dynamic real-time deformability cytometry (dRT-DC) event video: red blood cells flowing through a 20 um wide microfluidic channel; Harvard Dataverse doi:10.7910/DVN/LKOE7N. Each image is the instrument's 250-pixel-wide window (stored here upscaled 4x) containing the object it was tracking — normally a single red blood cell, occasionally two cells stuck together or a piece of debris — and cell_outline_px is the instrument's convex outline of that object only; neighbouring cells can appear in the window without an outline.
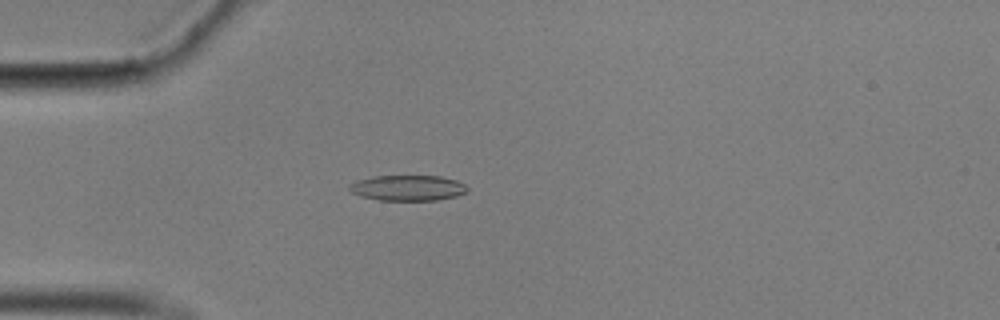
{"species": "common noctule bat (a hibernating species)", "species_latin": "Nyctalus noctula", "temperature_condition": "cold", "stored_images_in_passage": 47, "camera_frame_rate_fps": 3000, "um_per_image_px": 0.085, "animal": {"sex": "male", "body_mass_g": 17.9}, "frame": {"image": 1, "passage_image": 6, "time_ms": 1.667, "image_size_px": [1000, 320], "cell_outline_px": [[468, 192], [456, 196], [436, 200], [380, 200], [360, 196], [352, 192], [348, 188], [348, 184], [356, 180], [372, 176], [440, 176], [456, 180], [464, 184], [468, 188]], "centroid_in_image_um": [34.64, 15.97], "position_along_channel_um": 50.4, "area_um2": 17.63}}
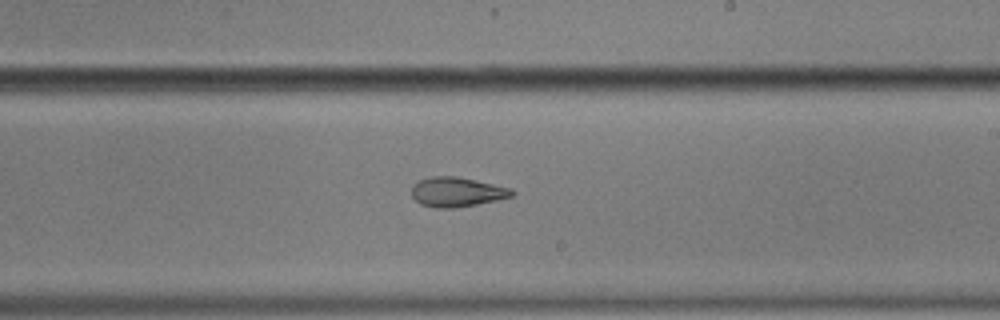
{"frame": {"image": 2, "passage_image": 24, "time_ms": 7.667, "image_size_px": [1000, 320], "cell_outline_px": [[516, 192], [512, 196], [496, 200], [456, 208], [436, 208], [420, 204], [412, 196], [412, 184], [420, 180], [432, 176], [456, 176], [512, 188]], "centroid_in_image_um": [38.83, 16.32], "position_along_channel_um": 250.2, "area_um2": 17.28}}
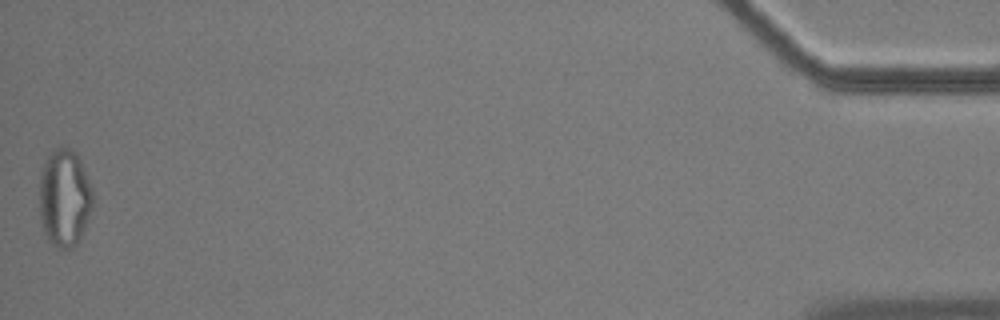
{"frame": {"image": 3, "passage_image": 47, "time_ms": 15.333, "image_size_px": [1000, 320], "cell_outline_px": [[96, 200], [88, 220], [76, 244], [72, 248], [56, 248], [48, 240], [40, 224], [40, 172], [48, 156], [56, 148], [68, 148], [76, 152], [80, 160], [92, 188]], "centroid_in_image_um": [5.5, 16.85], "position_along_channel_um": 429.7, "area_um2": 30.58}, "authors_computed_cell_mechanics": {"area_um2": 17.6868, "velocity_mm_per_s": 3.5326, "shape_relaxation_time_tau1_ms": 9.2066, "shape_relaxation_time_tau2_ms": 4.5421, "deformation_change_tau1": 0.2296, "deformation_change_tau2": 0.1267}}